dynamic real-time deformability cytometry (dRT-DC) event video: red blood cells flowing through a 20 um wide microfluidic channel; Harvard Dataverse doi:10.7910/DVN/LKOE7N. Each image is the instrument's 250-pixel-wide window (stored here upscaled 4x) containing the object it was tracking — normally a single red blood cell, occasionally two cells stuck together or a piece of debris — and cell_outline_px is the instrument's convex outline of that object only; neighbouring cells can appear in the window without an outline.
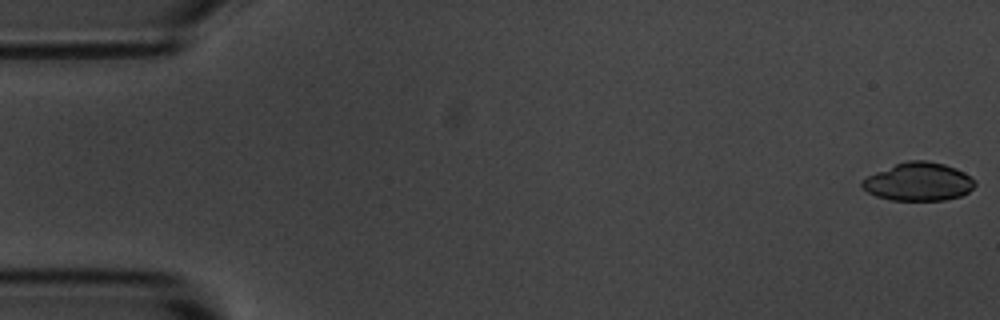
{"species": "common noctule bat (a hibernating species)", "species_latin": "Nyctalus noctula", "temperature_condition": "room temperature", "stored_images_in_passage": 9, "camera_frame_rate_fps": 3000, "um_per_image_px": 0.085, "animal": {"sex": "male", "body_mass_g": 20.1, "forearm_length_mm": 53.5}, "frame": {"image": 1, "passage_image": 1, "time_ms": 0.0, "image_size_px": [1000, 320], "cell_outline_px": [[976, 184], [968, 192], [960, 196], [944, 200], [892, 200], [876, 196], [868, 192], [860, 184], [860, 180], [876, 172], [896, 164], [908, 160], [928, 160], [944, 164], [956, 168], [972, 176], [976, 180]], "centroid_in_image_um": [78.1, 15.44], "position_along_channel_um": 6.9, "area_um2": 25.14}}